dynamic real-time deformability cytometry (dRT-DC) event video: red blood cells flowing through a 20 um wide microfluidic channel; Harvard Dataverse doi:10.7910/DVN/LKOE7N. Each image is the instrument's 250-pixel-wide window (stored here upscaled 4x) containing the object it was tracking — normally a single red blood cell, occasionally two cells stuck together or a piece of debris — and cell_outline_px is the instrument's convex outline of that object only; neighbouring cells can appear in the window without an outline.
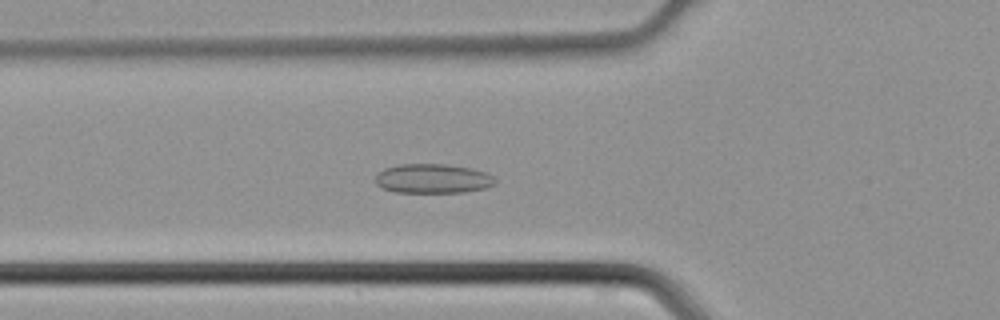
{"species": "common noctule bat (a hibernating species)", "species_latin": "Nyctalus noctula", "temperature_condition": "cold", "stored_images_in_passage": 45, "camera_frame_rate_fps": 3000, "um_per_image_px": 0.085, "animal": {"sex": "male", "body_mass_g": 21.5, "forearm_length_mm": 52.0}, "frame": {"image": 1, "passage_image": 16, "time_ms": 5.0, "image_size_px": [1000, 320], "cell_outline_px": [[496, 184], [488, 188], [464, 192], [396, 192], [380, 188], [376, 184], [376, 176], [384, 168], [400, 164], [448, 164], [472, 168], [484, 172], [492, 176], [496, 180]], "centroid_in_image_um": [36.81, 15.18], "position_along_channel_um": 89.0, "area_um2": 20.63}}
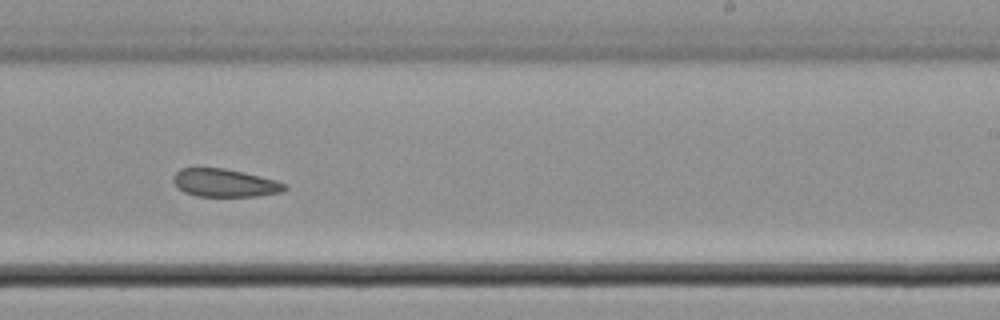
{"frame": {"image": 2, "passage_image": 28, "time_ms": 9.0, "image_size_px": [1000, 320], "cell_outline_px": [[288, 188], [280, 192], [256, 196], [196, 196], [184, 192], [172, 180], [172, 176], [180, 168], [224, 168], [276, 180], [288, 184]], "centroid_in_image_um": [19.1, 15.55], "position_along_channel_um": 269.9, "area_um2": 18.03}}
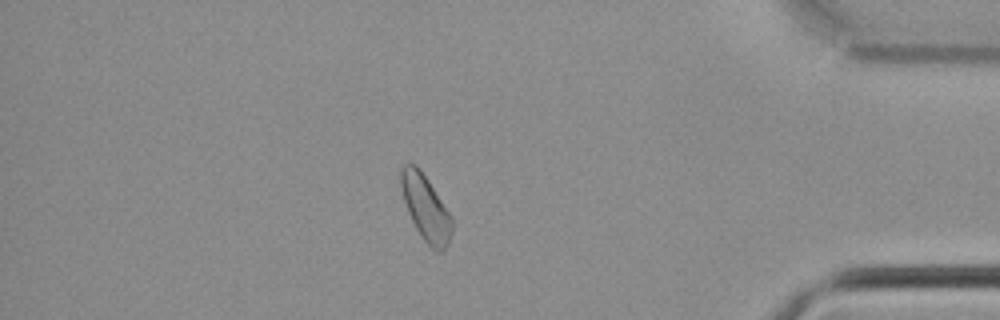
{"frame": {"image": 3, "passage_image": 39, "time_ms": 12.667, "image_size_px": [1000, 320], "cell_outline_px": [[452, 232], [448, 244], [440, 252], [436, 252], [420, 236], [408, 212], [400, 188], [400, 168], [404, 164], [416, 164], [420, 168], [452, 216]], "centroid_in_image_um": [36.18, 17.65], "position_along_channel_um": 399.0, "area_um2": 19.48}}